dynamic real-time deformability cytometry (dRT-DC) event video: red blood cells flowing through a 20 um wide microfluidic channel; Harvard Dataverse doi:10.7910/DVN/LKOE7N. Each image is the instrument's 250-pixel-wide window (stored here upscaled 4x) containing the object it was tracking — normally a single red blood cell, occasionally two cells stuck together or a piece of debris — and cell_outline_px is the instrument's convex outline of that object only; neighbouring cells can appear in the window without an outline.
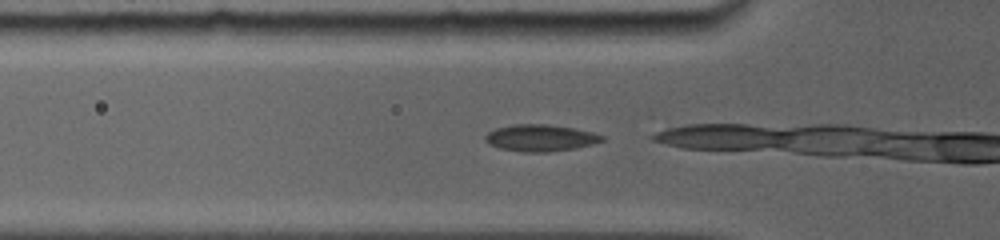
{"species": "common noctule bat (a hibernating species)", "species_latin": "Nyctalus noctula", "temperature_condition": "room temperature", "stored_images_in_passage": 4, "camera_frame_rate_fps": 5000, "um_per_image_px": 0.085, "animal": {"sex": "female", "body_mass_g": 19.0, "forearm_length_mm": 56.7}, "frame": {"image": 1, "passage_image": 2, "time_ms": 0.2, "image_size_px": [1000, 240], "cell_outline_px": [[604, 140], [592, 144], [576, 148], [548, 152], [524, 152], [500, 148], [488, 144], [484, 140], [484, 136], [488, 132], [496, 128], [512, 124], [548, 124], [572, 128], [592, 132], [604, 136]], "centroid_in_image_um": [45.9, 11.72], "position_along_channel_um": 79.9, "area_um2": 18.21}}